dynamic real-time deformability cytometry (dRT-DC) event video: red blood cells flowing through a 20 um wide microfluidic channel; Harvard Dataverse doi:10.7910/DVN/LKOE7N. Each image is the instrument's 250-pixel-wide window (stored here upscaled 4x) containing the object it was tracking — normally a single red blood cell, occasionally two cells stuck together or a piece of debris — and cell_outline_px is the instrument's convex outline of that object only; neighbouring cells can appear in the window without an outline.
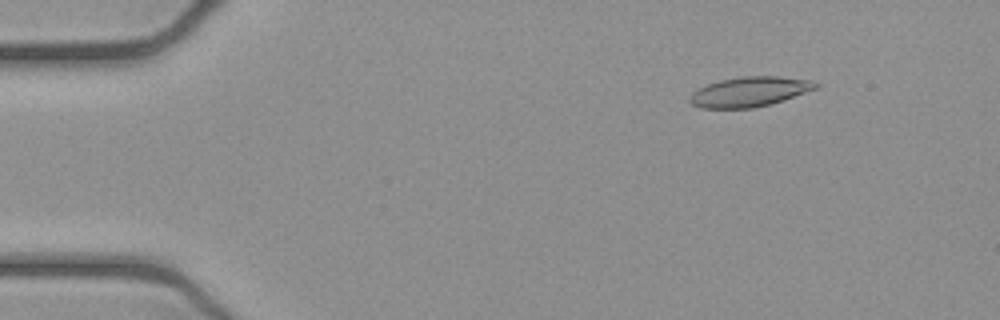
{"species": "common noctule bat (a hibernating species)", "species_latin": "Nyctalus noctula", "temperature_condition": "cold", "stored_images_in_passage": 53, "camera_frame_rate_fps": 3000, "um_per_image_px": 0.085, "animal": {"sex": "female", "body_mass_g": 21.9}, "frame": {"image": 1, "passage_image": 7, "time_ms": 2.0, "image_size_px": [1000, 320], "cell_outline_px": [[820, 84], [816, 88], [784, 100], [772, 104], [752, 108], [700, 108], [692, 104], [688, 100], [688, 96], [692, 92], [708, 84], [720, 80], [740, 76], [776, 76], [812, 80]], "centroid_in_image_um": [63.69, 7.8], "position_along_channel_um": 21.3, "area_um2": 21.96}}
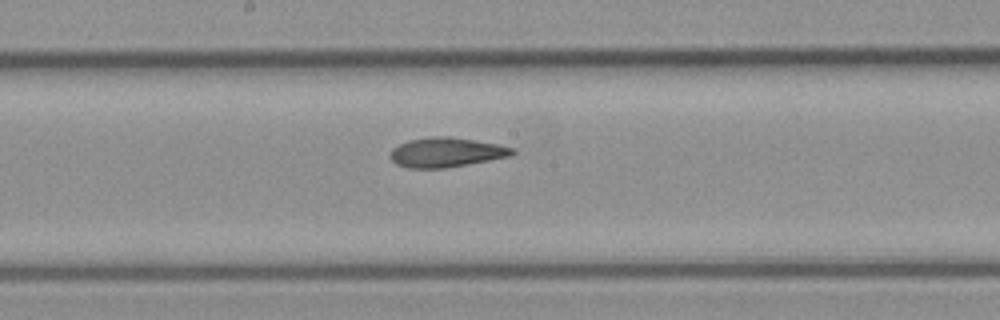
{"frame": {"image": 2, "passage_image": 28, "time_ms": 9.0, "image_size_px": [1000, 320], "cell_outline_px": [[516, 152], [512, 156], [444, 168], [408, 168], [396, 164], [388, 156], [392, 148], [408, 140], [432, 136], [448, 136], [500, 144], [512, 148]], "centroid_in_image_um": [37.91, 12.94], "position_along_channel_um": 210.3, "area_um2": 21.1}}
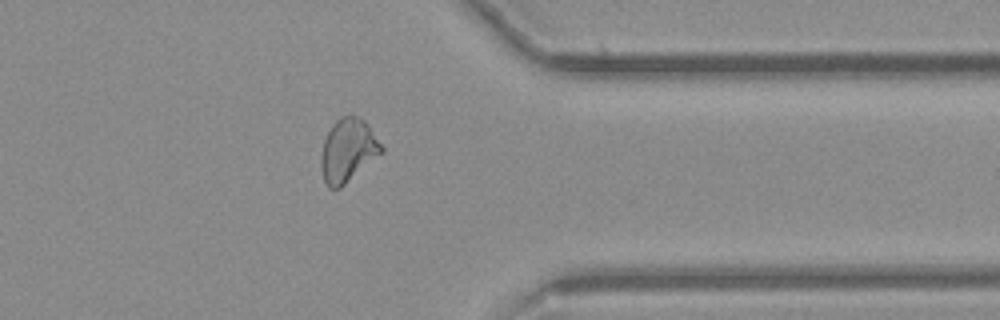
{"frame": {"image": 3, "passage_image": 42, "time_ms": 13.667, "image_size_px": [1000, 320], "cell_outline_px": [[384, 152], [340, 188], [328, 188], [324, 180], [320, 164], [320, 156], [324, 140], [332, 124], [340, 116], [360, 116], [368, 124], [384, 148]], "centroid_in_image_um": [29.58, 12.78], "position_along_channel_um": 381.8, "area_um2": 22.37}, "authors_computed_cell_mechanics": {"area_um2": 21.7328, "velocity_mm_per_s": 3.8978, "shape_relaxation_time_tau1_ms": 10.7367, "shape_relaxation_time_tau2_ms": 2.088, "deformation_change_tau1": 0.2575, "deformation_change_tau2": 0.0905}}